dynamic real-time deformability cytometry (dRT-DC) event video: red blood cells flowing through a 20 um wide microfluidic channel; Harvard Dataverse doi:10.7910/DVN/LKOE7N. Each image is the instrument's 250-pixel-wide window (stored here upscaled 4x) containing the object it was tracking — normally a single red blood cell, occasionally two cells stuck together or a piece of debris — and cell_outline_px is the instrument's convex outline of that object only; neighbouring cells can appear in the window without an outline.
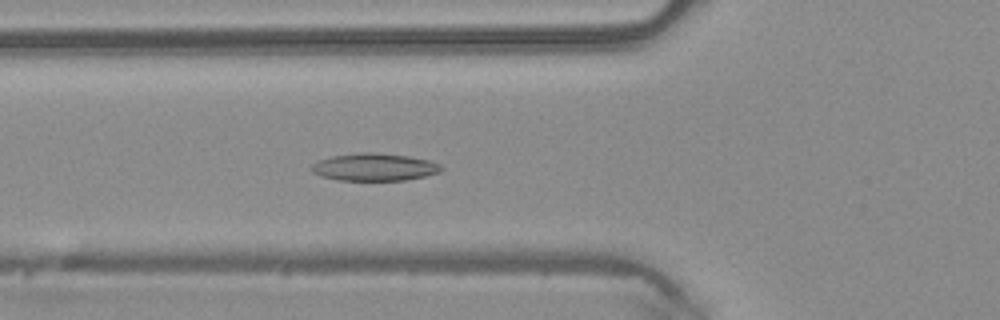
{"species": "common noctule bat (a hibernating species)", "species_latin": "Nyctalus noctula", "temperature_condition": "warm", "stored_images_in_passage": 48, "camera_frame_rate_fps": 3000, "um_per_image_px": 0.085, "animal": {"sex": "male", "body_mass_g": 20.4}, "frame": {"image": 1, "passage_image": 17, "time_ms": 5.333, "image_size_px": [1000, 320], "cell_outline_px": [[444, 168], [440, 172], [424, 176], [404, 180], [336, 180], [320, 176], [312, 172], [312, 164], [320, 160], [332, 156], [364, 152], [368, 152], [408, 156], [428, 160], [440, 164]], "centroid_in_image_um": [31.82, 14.21], "position_along_channel_um": 94.0, "area_um2": 20.58}}
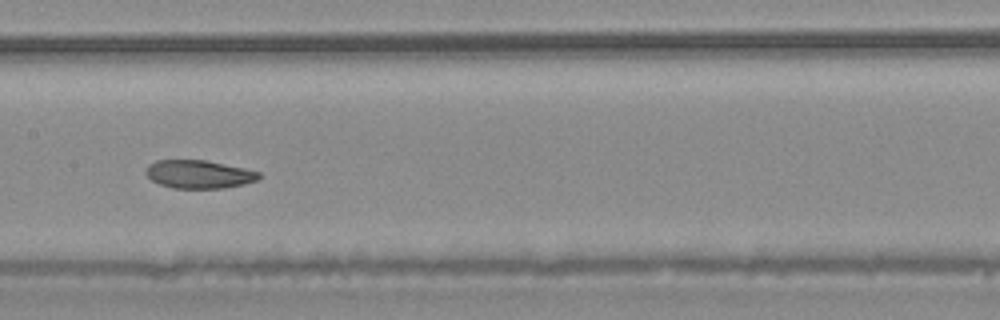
{"frame": {"image": 2, "passage_image": 24, "time_ms": 7.667, "image_size_px": [1000, 320], "cell_outline_px": [[260, 176], [256, 180], [244, 184], [224, 188], [172, 188], [160, 184], [152, 180], [144, 172], [148, 164], [156, 160], [204, 160], [244, 168], [260, 172]], "centroid_in_image_um": [16.88, 14.81], "position_along_channel_um": 190.5, "area_um2": 18.5}}
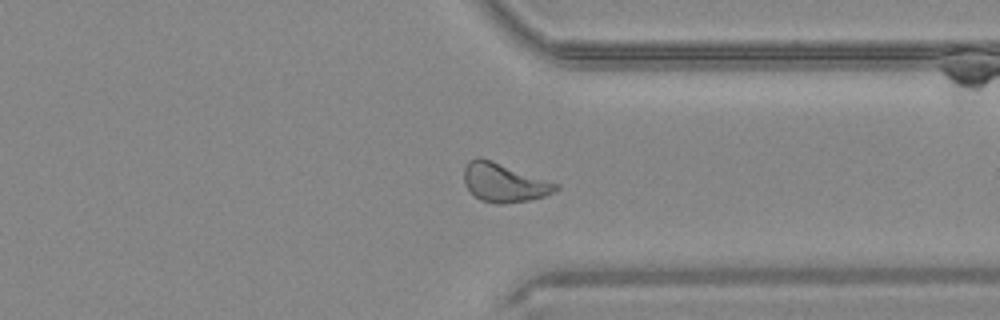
{"frame": {"image": 3, "passage_image": 37, "time_ms": 12.0, "image_size_px": [1000, 320], "cell_outline_px": [[560, 188], [544, 196], [532, 200], [504, 204], [496, 204], [480, 200], [464, 184], [464, 168], [468, 160], [476, 156], [480, 156], [492, 160], [560, 184]], "centroid_in_image_um": [42.84, 15.51], "position_along_channel_um": 368.6, "area_um2": 20.98}, "authors_computed_cell_mechanics": {"area_um2": 20.7502, "velocity_mm_per_s": 4.116, "shape_relaxation_time_tau1_ms": null, "shape_relaxation_time_tau2_ms": 4.7796, "deformation_change_tau1": null, "deformation_change_tau2": 0.1096}}